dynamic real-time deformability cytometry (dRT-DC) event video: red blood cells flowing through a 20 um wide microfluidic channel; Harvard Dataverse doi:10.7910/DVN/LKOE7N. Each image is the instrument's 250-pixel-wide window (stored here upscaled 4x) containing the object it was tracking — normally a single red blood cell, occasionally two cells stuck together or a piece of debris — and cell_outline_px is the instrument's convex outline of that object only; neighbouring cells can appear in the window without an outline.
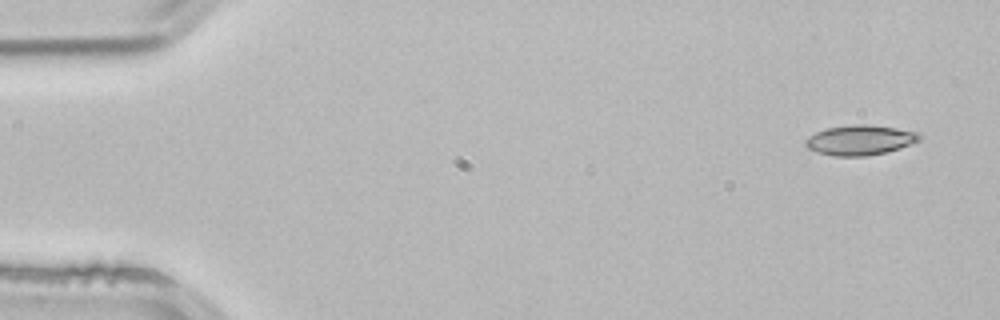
{"species": "common noctule bat (a hibernating species)", "species_latin": "Nyctalus noctula", "temperature_condition": "room temperature", "stored_images_in_passage": 3, "camera_frame_rate_fps": 3000, "um_per_image_px": 0.085, "animal": {"sex": "male", "body_mass_g": 21.5, "forearm_length_mm": 52.0}, "frame": {"image": 1, "passage_image": 1, "time_ms": 0.0, "image_size_px": [1000, 320], "cell_outline_px": [[920, 140], [900, 148], [884, 152], [864, 156], [832, 156], [816, 152], [808, 148], [804, 144], [804, 140], [808, 136], [816, 132], [828, 128], [856, 124], [868, 124], [920, 132]], "centroid_in_image_um": [73.07, 11.91], "position_along_channel_um": 11.9, "area_um2": 19.83}}
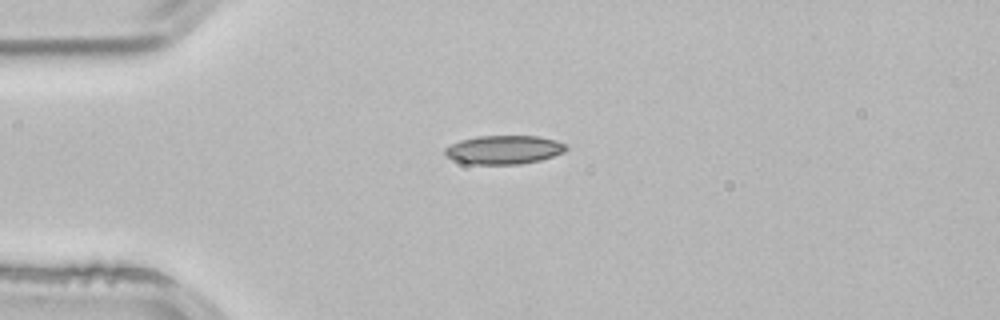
{"frame": {"image": 2, "passage_image": 3, "time_ms": 0.667, "image_size_px": [1000, 320], "cell_outline_px": [[568, 148], [564, 152], [540, 160], [520, 164], [472, 164], [456, 160], [448, 156], [444, 152], [444, 148], [460, 140], [476, 136], [540, 136], [556, 140], [564, 144]], "centroid_in_image_um": [42.85, 12.72], "position_along_channel_um": 42.2, "area_um2": 20.11}}